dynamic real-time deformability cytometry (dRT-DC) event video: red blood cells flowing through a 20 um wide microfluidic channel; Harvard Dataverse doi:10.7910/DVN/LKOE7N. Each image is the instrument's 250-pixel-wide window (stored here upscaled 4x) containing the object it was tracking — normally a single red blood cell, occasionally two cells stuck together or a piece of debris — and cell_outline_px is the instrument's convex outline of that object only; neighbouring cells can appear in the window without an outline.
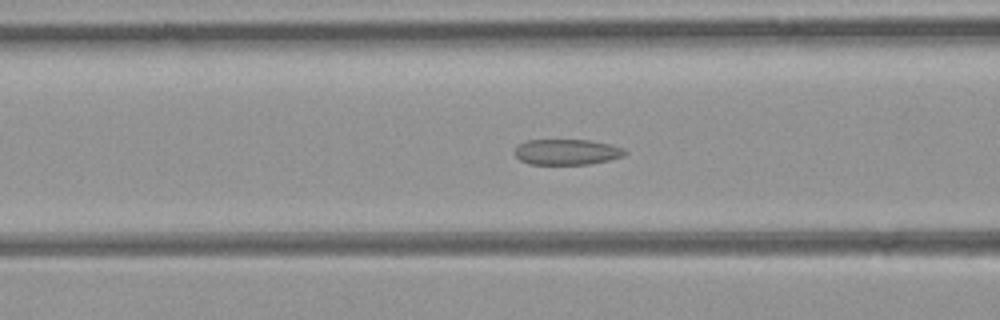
{"species": "common noctule bat (a hibernating species)", "species_latin": "Nyctalus noctula", "temperature_condition": "room temperature", "stored_images_in_passage": 39, "camera_frame_rate_fps": 3000, "um_per_image_px": 0.085, "animal": {"sex": "female", "body_mass_g": 21.9}, "frame": {"image": 1, "passage_image": 10, "time_ms": 3.0, "image_size_px": [1000, 320], "cell_outline_px": [[628, 152], [624, 156], [608, 160], [588, 164], [528, 164], [520, 160], [516, 156], [516, 144], [528, 140], [588, 140], [612, 144], [624, 148]], "centroid_in_image_um": [48.2, 12.91], "position_along_channel_um": 118.4, "area_um2": 16.53}}
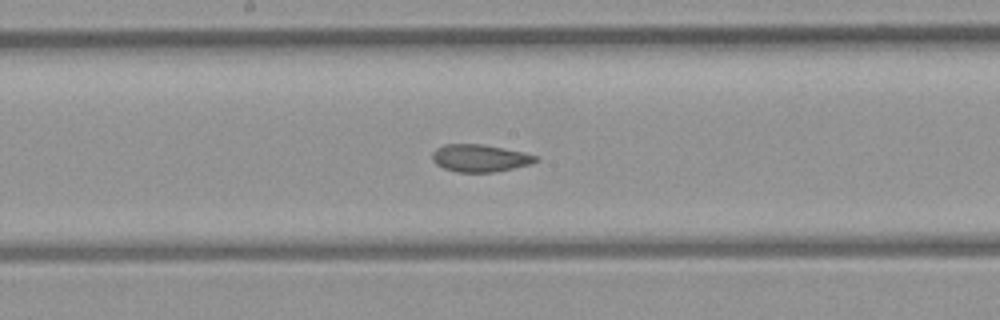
{"frame": {"image": 2, "passage_image": 16, "time_ms": 5.0, "image_size_px": [1000, 320], "cell_outline_px": [[540, 160], [532, 164], [496, 172], [456, 172], [444, 168], [436, 164], [432, 160], [432, 152], [436, 148], [444, 144], [480, 144], [524, 152], [540, 156]], "centroid_in_image_um": [40.82, 13.44], "position_along_channel_um": 207.4, "area_um2": 16.7}}
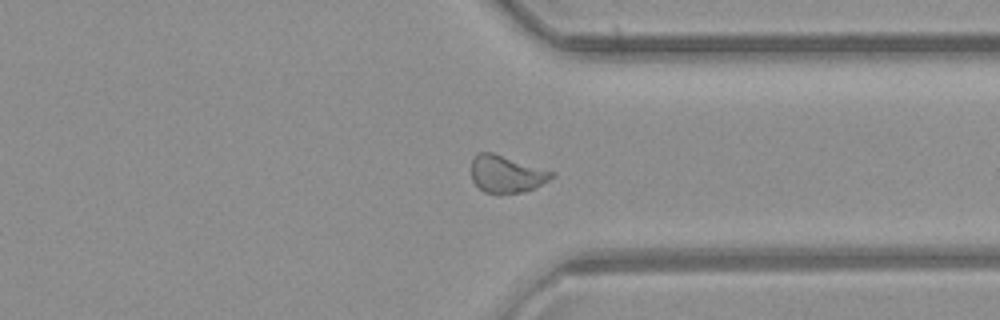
{"frame": {"image": 3, "passage_image": 27, "time_ms": 8.667, "image_size_px": [1000, 320], "cell_outline_px": [[556, 176], [524, 192], [484, 192], [472, 180], [472, 160], [476, 152], [492, 152], [556, 172]], "centroid_in_image_um": [43.05, 14.76], "position_along_channel_um": 368.3, "area_um2": 17.17}, "authors_computed_cell_mechanics": {"area_um2": 17.4556, "velocity_mm_per_s": 4.4256, "shape_relaxation_time_tau1_ms": null, "shape_relaxation_time_tau2_ms": 1.4027, "deformation_change_tau1": null, "deformation_change_tau2": 0.0693}}